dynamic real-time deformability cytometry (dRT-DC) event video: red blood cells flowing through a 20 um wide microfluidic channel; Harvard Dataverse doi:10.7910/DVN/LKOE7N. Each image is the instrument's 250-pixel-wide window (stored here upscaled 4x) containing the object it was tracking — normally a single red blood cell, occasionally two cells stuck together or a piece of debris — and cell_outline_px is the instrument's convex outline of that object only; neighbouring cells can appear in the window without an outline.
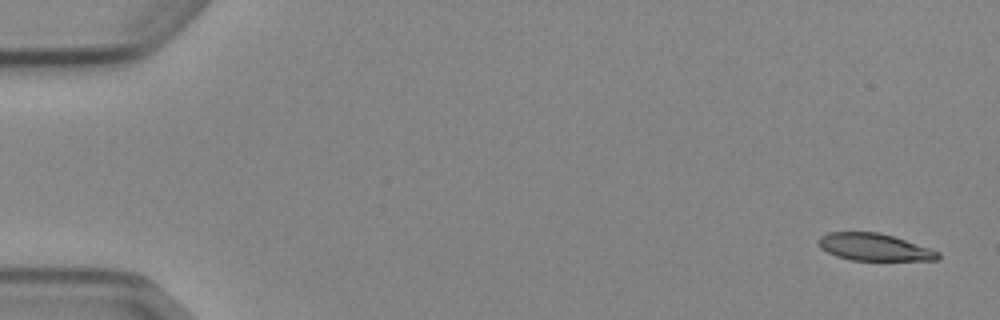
{"species": "Egyptian fruit bat (a non-hibernating species)", "species_latin": "Rousettus aegyptiacus", "temperature_condition": "cold", "stored_images_in_passage": 4, "camera_frame_rate_fps": 3000, "um_per_image_px": 0.085, "animal": {"sex": "female"}, "frame": {"image": 1, "passage_image": 1, "time_ms": 0.0, "image_size_px": [1000, 320], "cell_outline_px": [[940, 256], [936, 260], [852, 260], [836, 256], [820, 248], [816, 240], [820, 236], [828, 232], [880, 232], [940, 252]], "centroid_in_image_um": [74.25, 21.0], "position_along_channel_um": 10.8, "area_um2": 18.79}}
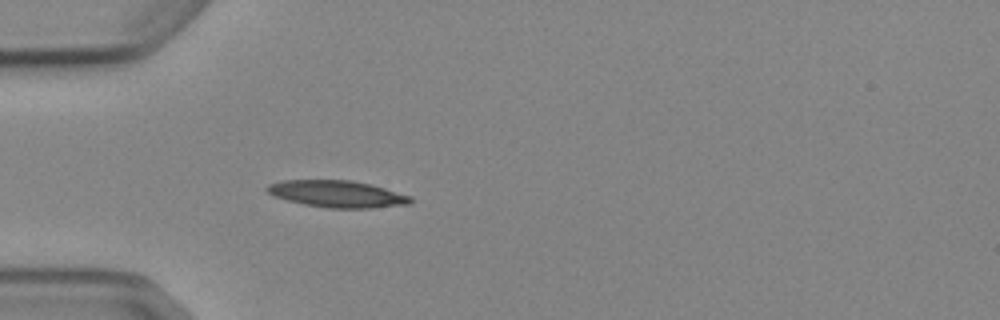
{"frame": {"image": 2, "passage_image": 4, "time_ms": 4.667, "image_size_px": [1000, 320], "cell_outline_px": [[412, 204], [368, 208], [328, 208], [304, 204], [272, 196], [264, 188], [268, 184], [284, 180], [352, 180], [372, 184], [412, 196]], "centroid_in_image_um": [28.68, 16.48], "position_along_channel_um": 56.3, "area_um2": 22.6}}